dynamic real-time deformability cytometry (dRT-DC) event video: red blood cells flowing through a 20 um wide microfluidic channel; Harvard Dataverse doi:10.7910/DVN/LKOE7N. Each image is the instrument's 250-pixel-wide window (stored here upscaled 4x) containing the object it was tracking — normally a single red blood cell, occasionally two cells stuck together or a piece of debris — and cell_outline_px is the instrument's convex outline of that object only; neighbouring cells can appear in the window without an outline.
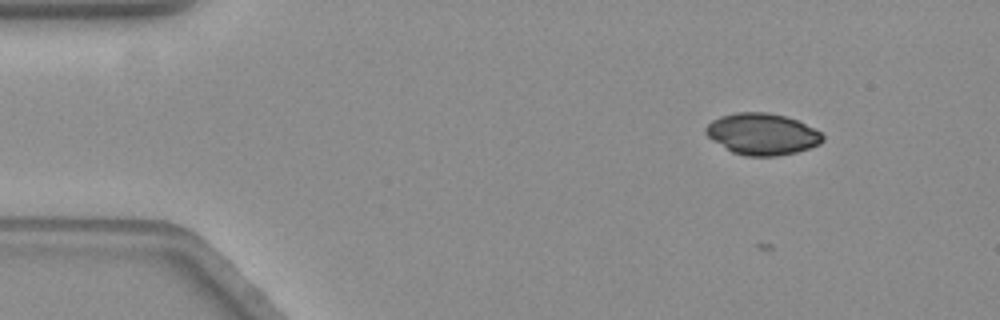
{"species": "common noctule bat (a hibernating species)", "species_latin": "Nyctalus noctula", "temperature_condition": "warm", "stored_images_in_passage": 21, "camera_frame_rate_fps": 3000, "um_per_image_px": 0.085, "animal": {"sex": "female", "body_mass_g": 19.3, "forearm_length_mm": 54.1}, "frame": {"image": 1, "passage_image": 10, "time_ms": 3.0, "image_size_px": [1000, 320], "cell_outline_px": [[824, 140], [820, 144], [796, 152], [776, 156], [744, 156], [732, 152], [708, 136], [704, 132], [704, 128], [712, 120], [720, 116], [736, 112], [768, 112], [784, 116], [796, 120], [820, 132], [824, 136]], "centroid_in_image_um": [64.77, 11.39], "position_along_channel_um": 20.2, "area_um2": 28.09}}